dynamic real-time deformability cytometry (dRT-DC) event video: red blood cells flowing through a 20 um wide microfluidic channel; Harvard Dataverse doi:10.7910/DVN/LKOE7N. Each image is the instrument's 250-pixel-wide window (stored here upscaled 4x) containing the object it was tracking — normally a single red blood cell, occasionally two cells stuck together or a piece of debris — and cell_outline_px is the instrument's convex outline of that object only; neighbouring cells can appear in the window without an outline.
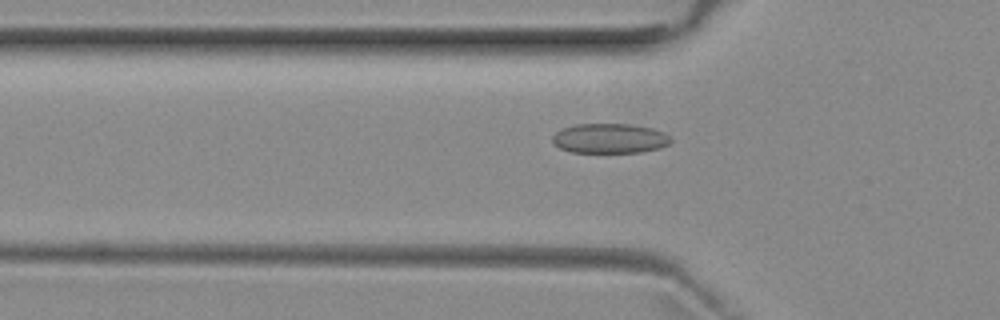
{"species": "common noctule bat (a hibernating species)", "species_latin": "Nyctalus noctula", "temperature_condition": "room temperature", "stored_images_in_passage": 46, "camera_frame_rate_fps": 3000, "um_per_image_px": 0.085, "animal": {"sex": "female", "body_mass_g": 29.2, "forearm_length_mm": 56.3}, "frame": {"image": 1, "passage_image": 11, "time_ms": 3.333, "image_size_px": [1000, 320], "cell_outline_px": [[672, 140], [668, 144], [660, 148], [640, 152], [572, 152], [560, 148], [552, 140], [552, 136], [560, 128], [576, 124], [632, 124], [652, 128], [664, 132], [672, 136]], "centroid_in_image_um": [51.85, 11.75], "position_along_channel_um": 74.0, "area_um2": 20.63}}
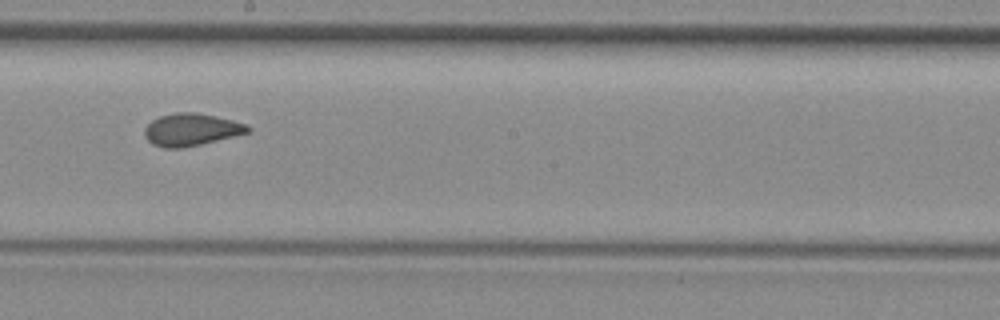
{"frame": {"image": 2, "passage_image": 23, "time_ms": 7.333, "image_size_px": [1000, 320], "cell_outline_px": [[252, 132], [200, 144], [180, 148], [164, 148], [152, 144], [144, 136], [144, 128], [152, 120], [160, 116], [176, 112], [196, 112], [216, 116], [248, 124], [252, 128]], "centroid_in_image_um": [16.28, 11.01], "position_along_channel_um": 231.9, "area_um2": 19.59}}
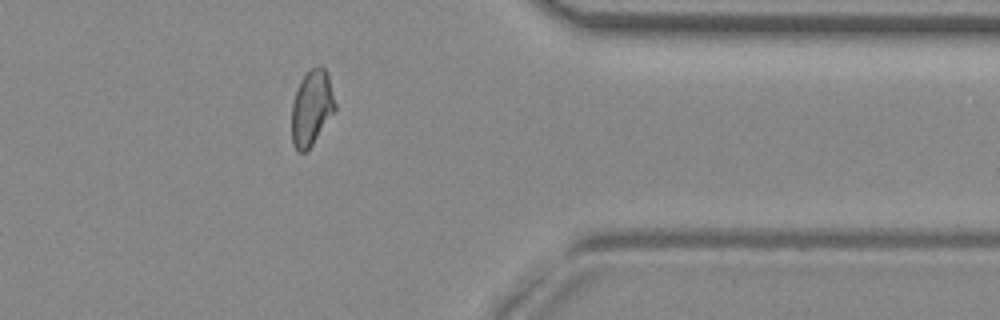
{"frame": {"image": 3, "passage_image": 36, "time_ms": 11.667, "image_size_px": [1000, 320], "cell_outline_px": [[336, 108], [312, 144], [304, 152], [296, 152], [292, 144], [292, 104], [300, 80], [312, 68], [320, 64], [328, 72], [336, 104]], "centroid_in_image_um": [26.49, 9.14], "position_along_channel_um": 384.9, "area_um2": 18.9}, "authors_computed_cell_mechanics": {"area_um2": 19.4786, "velocity_mm_per_s": 3.9277, "shape_relaxation_time_tau1_ms": null, "shape_relaxation_time_tau2_ms": 1.2541, "deformation_change_tau1": null, "deformation_change_tau2": 0.0647}}